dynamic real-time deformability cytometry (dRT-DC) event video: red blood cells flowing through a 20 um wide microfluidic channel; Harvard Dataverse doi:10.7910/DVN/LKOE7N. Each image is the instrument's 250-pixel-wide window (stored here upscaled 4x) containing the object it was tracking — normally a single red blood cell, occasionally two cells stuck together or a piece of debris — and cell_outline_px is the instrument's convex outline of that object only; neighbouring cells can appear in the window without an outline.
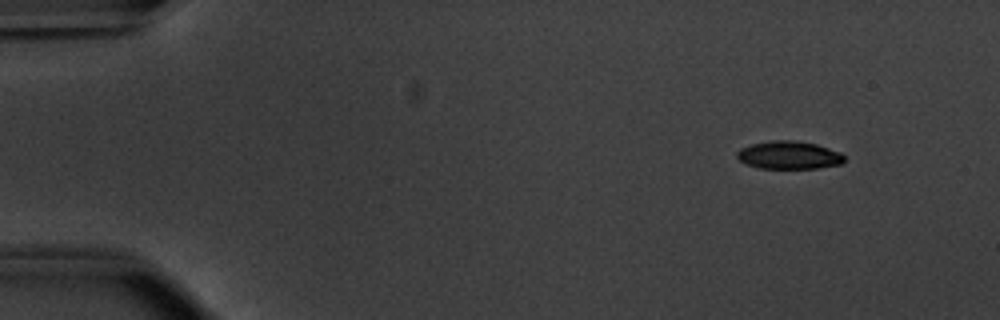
{"species": "common noctule bat (a hibernating species)", "species_latin": "Nyctalus noctula", "temperature_condition": "warm", "stored_images_in_passage": 48, "camera_frame_rate_fps": 3000, "um_per_image_px": 0.085, "animal": {"sex": "male", "body_mass_g": 20.1, "forearm_length_mm": 53.5}, "frame": {"image": 1, "passage_image": 1, "time_ms": 0.0, "image_size_px": [1000, 320], "cell_outline_px": [[844, 160], [840, 164], [820, 168], [760, 168], [748, 164], [740, 160], [736, 156], [736, 152], [740, 148], [752, 144], [772, 140], [796, 140], [816, 144], [840, 152], [844, 156]], "centroid_in_image_um": [67.06, 13.18], "position_along_channel_um": 17.9, "area_um2": 17.4}}
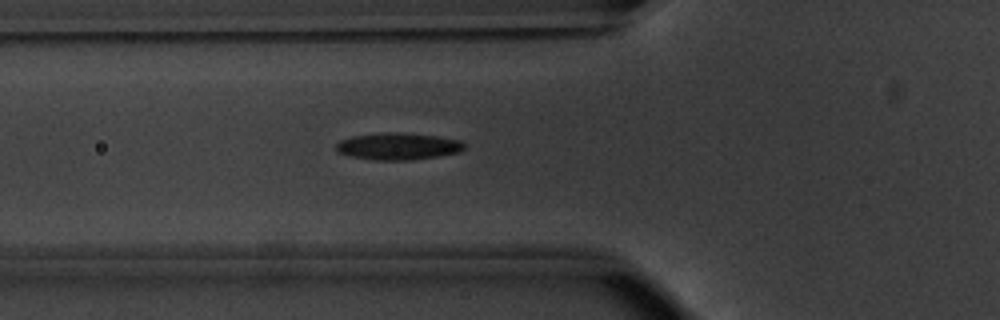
{"frame": {"image": 2, "passage_image": 15, "time_ms": 4.667, "image_size_px": [1000, 320], "cell_outline_px": [[464, 148], [460, 152], [412, 160], [376, 160], [348, 156], [336, 152], [336, 144], [340, 140], [352, 136], [392, 132], [436, 136], [460, 140], [464, 144]], "centroid_in_image_um": [33.8, 12.45], "position_along_channel_um": 92.0, "area_um2": 19.94}}
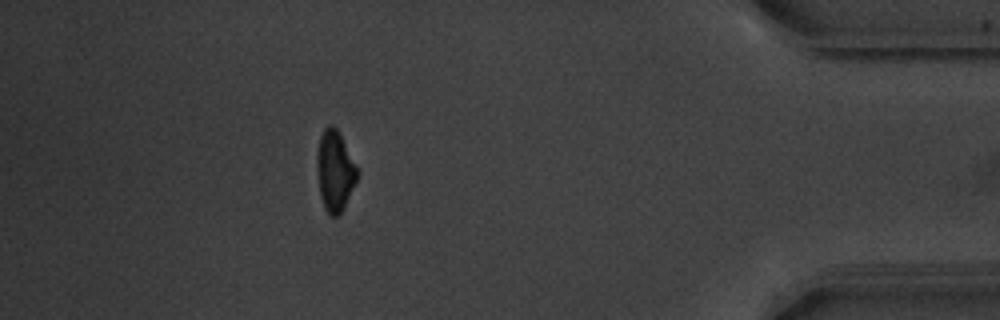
{"frame": {"image": 3, "passage_image": 43, "time_ms": 14.0, "image_size_px": [1000, 320], "cell_outline_px": [[360, 172], [344, 208], [340, 216], [328, 216], [324, 208], [320, 196], [316, 168], [316, 156], [320, 136], [324, 128], [328, 124], [332, 124], [336, 128]], "centroid_in_image_um": [28.45, 14.56], "position_along_channel_um": 406.7, "area_um2": 19.13}, "authors_computed_cell_mechanics": {"area_um2": 19.1029, "velocity_mm_per_s": 3.8474, "shape_relaxation_time_tau1_ms": 2.7228, "shape_relaxation_time_tau2_ms": null, "deformation_change_tau1": 0.1352, "deformation_change_tau2": null}}